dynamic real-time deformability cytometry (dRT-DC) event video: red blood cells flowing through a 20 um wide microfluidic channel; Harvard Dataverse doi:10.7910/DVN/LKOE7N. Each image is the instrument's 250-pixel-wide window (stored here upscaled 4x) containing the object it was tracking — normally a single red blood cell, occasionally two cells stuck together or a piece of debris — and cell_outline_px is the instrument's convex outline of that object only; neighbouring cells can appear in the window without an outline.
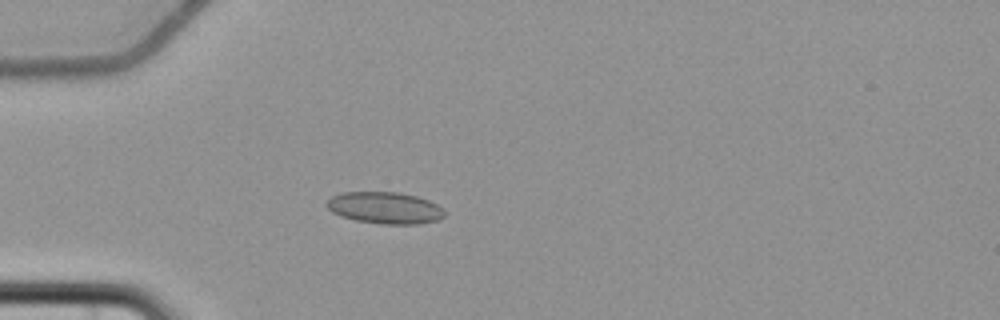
{"species": "common noctule bat (a hibernating species)", "species_latin": "Nyctalus noctula", "temperature_condition": "cold", "stored_images_in_passage": 6, "camera_frame_rate_fps": 3000, "um_per_image_px": 0.085, "animal": {"sex": "female", "body_mass_g": 22.7, "forearm_length_mm": 54.2}, "frame": {"image": 1, "passage_image": 5, "time_ms": 5.0, "image_size_px": [1000, 320], "cell_outline_px": [[444, 216], [436, 220], [420, 224], [380, 224], [356, 220], [340, 216], [332, 212], [324, 204], [332, 196], [344, 192], [400, 192], [416, 196], [428, 200], [436, 204], [444, 212]], "centroid_in_image_um": [32.68, 17.66], "position_along_channel_um": 52.3, "area_um2": 21.73}}